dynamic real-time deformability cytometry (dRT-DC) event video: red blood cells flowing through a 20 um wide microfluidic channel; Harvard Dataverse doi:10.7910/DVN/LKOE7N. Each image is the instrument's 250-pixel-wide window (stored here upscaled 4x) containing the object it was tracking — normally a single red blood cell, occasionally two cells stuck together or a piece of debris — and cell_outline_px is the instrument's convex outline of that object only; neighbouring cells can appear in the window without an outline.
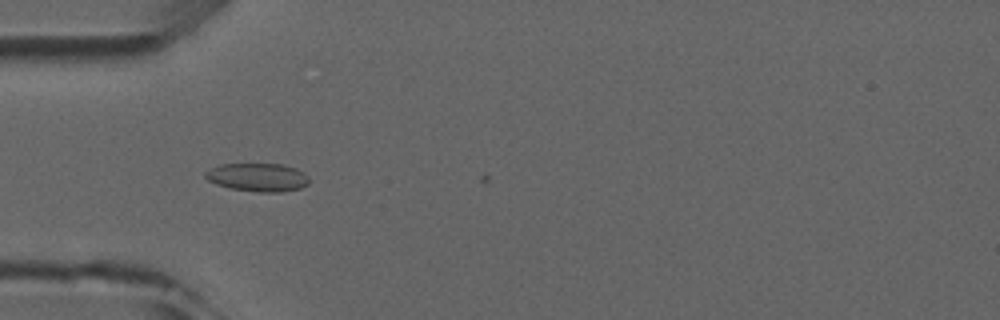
{"species": "common noctule bat (a hibernating species)", "species_latin": "Nyctalus noctula", "temperature_condition": "room temperature", "stored_images_in_passage": 5, "camera_frame_rate_fps": 3000, "um_per_image_px": 0.085, "animal": {"sex": "male", "forearm_length_mm": 52.5}, "frame": {"image": 1, "passage_image": 5, "time_ms": 4.667, "image_size_px": [1000, 320], "cell_outline_px": [[308, 184], [300, 188], [280, 192], [260, 192], [232, 188], [216, 184], [208, 180], [204, 176], [204, 172], [220, 164], [284, 164], [296, 168], [304, 172], [308, 176]], "centroid_in_image_um": [21.92, 15.06], "position_along_channel_um": 63.1, "area_um2": 17.05}}